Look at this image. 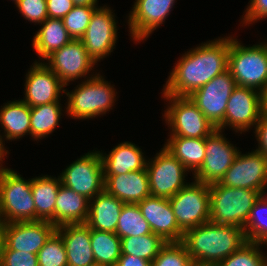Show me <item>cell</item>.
Instances as JSON below:
<instances>
[{
	"label": "cell",
	"instance_id": "cell-1",
	"mask_svg": "<svg viewBox=\"0 0 267 266\" xmlns=\"http://www.w3.org/2000/svg\"><path fill=\"white\" fill-rule=\"evenodd\" d=\"M230 36L208 41L187 51L172 69L163 93L188 97L228 70Z\"/></svg>",
	"mask_w": 267,
	"mask_h": 266
},
{
	"label": "cell",
	"instance_id": "cell-2",
	"mask_svg": "<svg viewBox=\"0 0 267 266\" xmlns=\"http://www.w3.org/2000/svg\"><path fill=\"white\" fill-rule=\"evenodd\" d=\"M247 242L243 228L210 221L187 230L181 240L192 261L212 264L224 260Z\"/></svg>",
	"mask_w": 267,
	"mask_h": 266
},
{
	"label": "cell",
	"instance_id": "cell-3",
	"mask_svg": "<svg viewBox=\"0 0 267 266\" xmlns=\"http://www.w3.org/2000/svg\"><path fill=\"white\" fill-rule=\"evenodd\" d=\"M210 222L244 228L255 201L260 197L256 190L234 188L219 182L209 185Z\"/></svg>",
	"mask_w": 267,
	"mask_h": 266
},
{
	"label": "cell",
	"instance_id": "cell-4",
	"mask_svg": "<svg viewBox=\"0 0 267 266\" xmlns=\"http://www.w3.org/2000/svg\"><path fill=\"white\" fill-rule=\"evenodd\" d=\"M230 37L228 70L237 86L267 91V42L243 46Z\"/></svg>",
	"mask_w": 267,
	"mask_h": 266
},
{
	"label": "cell",
	"instance_id": "cell-5",
	"mask_svg": "<svg viewBox=\"0 0 267 266\" xmlns=\"http://www.w3.org/2000/svg\"><path fill=\"white\" fill-rule=\"evenodd\" d=\"M31 182L32 179L25 180L10 168L0 167V218L3 223L35 222Z\"/></svg>",
	"mask_w": 267,
	"mask_h": 266
},
{
	"label": "cell",
	"instance_id": "cell-6",
	"mask_svg": "<svg viewBox=\"0 0 267 266\" xmlns=\"http://www.w3.org/2000/svg\"><path fill=\"white\" fill-rule=\"evenodd\" d=\"M88 78L71 93L64 92L68 97L66 112L73 119H89L106 114L114 105V87L99 73Z\"/></svg>",
	"mask_w": 267,
	"mask_h": 266
},
{
	"label": "cell",
	"instance_id": "cell-7",
	"mask_svg": "<svg viewBox=\"0 0 267 266\" xmlns=\"http://www.w3.org/2000/svg\"><path fill=\"white\" fill-rule=\"evenodd\" d=\"M163 95L170 103L164 113L169 136L206 138L216 129L189 97Z\"/></svg>",
	"mask_w": 267,
	"mask_h": 266
},
{
	"label": "cell",
	"instance_id": "cell-8",
	"mask_svg": "<svg viewBox=\"0 0 267 266\" xmlns=\"http://www.w3.org/2000/svg\"><path fill=\"white\" fill-rule=\"evenodd\" d=\"M178 226L183 232L210 221L209 185L195 180L169 198Z\"/></svg>",
	"mask_w": 267,
	"mask_h": 266
},
{
	"label": "cell",
	"instance_id": "cell-9",
	"mask_svg": "<svg viewBox=\"0 0 267 266\" xmlns=\"http://www.w3.org/2000/svg\"><path fill=\"white\" fill-rule=\"evenodd\" d=\"M61 184L91 200L104 190L100 151L88 152L60 174Z\"/></svg>",
	"mask_w": 267,
	"mask_h": 266
},
{
	"label": "cell",
	"instance_id": "cell-10",
	"mask_svg": "<svg viewBox=\"0 0 267 266\" xmlns=\"http://www.w3.org/2000/svg\"><path fill=\"white\" fill-rule=\"evenodd\" d=\"M153 159L146 166L152 196L170 198L188 184L184 181L188 170L164 146Z\"/></svg>",
	"mask_w": 267,
	"mask_h": 266
},
{
	"label": "cell",
	"instance_id": "cell-11",
	"mask_svg": "<svg viewBox=\"0 0 267 266\" xmlns=\"http://www.w3.org/2000/svg\"><path fill=\"white\" fill-rule=\"evenodd\" d=\"M236 86L231 72L226 70L188 97L217 129L224 121L227 102Z\"/></svg>",
	"mask_w": 267,
	"mask_h": 266
},
{
	"label": "cell",
	"instance_id": "cell-12",
	"mask_svg": "<svg viewBox=\"0 0 267 266\" xmlns=\"http://www.w3.org/2000/svg\"><path fill=\"white\" fill-rule=\"evenodd\" d=\"M261 116L262 92L250 87L236 86L227 102L224 121L217 129L224 130L225 126H229L242 134L251 126L255 127Z\"/></svg>",
	"mask_w": 267,
	"mask_h": 266
},
{
	"label": "cell",
	"instance_id": "cell-13",
	"mask_svg": "<svg viewBox=\"0 0 267 266\" xmlns=\"http://www.w3.org/2000/svg\"><path fill=\"white\" fill-rule=\"evenodd\" d=\"M219 183L267 194L264 190L267 186V157L256 150L248 154L239 152Z\"/></svg>",
	"mask_w": 267,
	"mask_h": 266
},
{
	"label": "cell",
	"instance_id": "cell-14",
	"mask_svg": "<svg viewBox=\"0 0 267 266\" xmlns=\"http://www.w3.org/2000/svg\"><path fill=\"white\" fill-rule=\"evenodd\" d=\"M226 139L219 129L206 137L204 161L193 173L194 180L208 185L220 182L240 152Z\"/></svg>",
	"mask_w": 267,
	"mask_h": 266
},
{
	"label": "cell",
	"instance_id": "cell-15",
	"mask_svg": "<svg viewBox=\"0 0 267 266\" xmlns=\"http://www.w3.org/2000/svg\"><path fill=\"white\" fill-rule=\"evenodd\" d=\"M112 10L105 7H98L91 16L90 23L80 38L86 52L97 63L105 58L115 48L117 40V26L115 15Z\"/></svg>",
	"mask_w": 267,
	"mask_h": 266
},
{
	"label": "cell",
	"instance_id": "cell-16",
	"mask_svg": "<svg viewBox=\"0 0 267 266\" xmlns=\"http://www.w3.org/2000/svg\"><path fill=\"white\" fill-rule=\"evenodd\" d=\"M45 63L65 84L89 74L96 62L86 52L80 39H72L67 45L54 51Z\"/></svg>",
	"mask_w": 267,
	"mask_h": 266
},
{
	"label": "cell",
	"instance_id": "cell-17",
	"mask_svg": "<svg viewBox=\"0 0 267 266\" xmlns=\"http://www.w3.org/2000/svg\"><path fill=\"white\" fill-rule=\"evenodd\" d=\"M55 231L50 221L4 223L3 249L38 254Z\"/></svg>",
	"mask_w": 267,
	"mask_h": 266
},
{
	"label": "cell",
	"instance_id": "cell-18",
	"mask_svg": "<svg viewBox=\"0 0 267 266\" xmlns=\"http://www.w3.org/2000/svg\"><path fill=\"white\" fill-rule=\"evenodd\" d=\"M65 84L45 64L34 62L26 74L25 97L22 100L29 107L60 101ZM62 90V91H61Z\"/></svg>",
	"mask_w": 267,
	"mask_h": 266
},
{
	"label": "cell",
	"instance_id": "cell-19",
	"mask_svg": "<svg viewBox=\"0 0 267 266\" xmlns=\"http://www.w3.org/2000/svg\"><path fill=\"white\" fill-rule=\"evenodd\" d=\"M138 206L152 233L165 242H181L184 232L177 224L169 198L150 195Z\"/></svg>",
	"mask_w": 267,
	"mask_h": 266
},
{
	"label": "cell",
	"instance_id": "cell-20",
	"mask_svg": "<svg viewBox=\"0 0 267 266\" xmlns=\"http://www.w3.org/2000/svg\"><path fill=\"white\" fill-rule=\"evenodd\" d=\"M133 11L129 14V30L134 41H141L167 18L175 0H135ZM171 9V10H170Z\"/></svg>",
	"mask_w": 267,
	"mask_h": 266
},
{
	"label": "cell",
	"instance_id": "cell-21",
	"mask_svg": "<svg viewBox=\"0 0 267 266\" xmlns=\"http://www.w3.org/2000/svg\"><path fill=\"white\" fill-rule=\"evenodd\" d=\"M104 190L123 203L138 204L151 195L147 169L104 175Z\"/></svg>",
	"mask_w": 267,
	"mask_h": 266
},
{
	"label": "cell",
	"instance_id": "cell-22",
	"mask_svg": "<svg viewBox=\"0 0 267 266\" xmlns=\"http://www.w3.org/2000/svg\"><path fill=\"white\" fill-rule=\"evenodd\" d=\"M67 253L68 266H94L91 248V229L85 223L65 224L56 227Z\"/></svg>",
	"mask_w": 267,
	"mask_h": 266
},
{
	"label": "cell",
	"instance_id": "cell-23",
	"mask_svg": "<svg viewBox=\"0 0 267 266\" xmlns=\"http://www.w3.org/2000/svg\"><path fill=\"white\" fill-rule=\"evenodd\" d=\"M123 205L122 201L103 190L89 200L85 224L90 229L115 233Z\"/></svg>",
	"mask_w": 267,
	"mask_h": 266
},
{
	"label": "cell",
	"instance_id": "cell-24",
	"mask_svg": "<svg viewBox=\"0 0 267 266\" xmlns=\"http://www.w3.org/2000/svg\"><path fill=\"white\" fill-rule=\"evenodd\" d=\"M104 175H120L142 170L147 166L141 148L131 142H122L114 147L109 154L100 152Z\"/></svg>",
	"mask_w": 267,
	"mask_h": 266
},
{
	"label": "cell",
	"instance_id": "cell-25",
	"mask_svg": "<svg viewBox=\"0 0 267 266\" xmlns=\"http://www.w3.org/2000/svg\"><path fill=\"white\" fill-rule=\"evenodd\" d=\"M88 212L89 199L61 184L55 203V227L85 223Z\"/></svg>",
	"mask_w": 267,
	"mask_h": 266
},
{
	"label": "cell",
	"instance_id": "cell-26",
	"mask_svg": "<svg viewBox=\"0 0 267 266\" xmlns=\"http://www.w3.org/2000/svg\"><path fill=\"white\" fill-rule=\"evenodd\" d=\"M61 185L60 177L48 175L32 178L35 221H50L55 226V203Z\"/></svg>",
	"mask_w": 267,
	"mask_h": 266
},
{
	"label": "cell",
	"instance_id": "cell-27",
	"mask_svg": "<svg viewBox=\"0 0 267 266\" xmlns=\"http://www.w3.org/2000/svg\"><path fill=\"white\" fill-rule=\"evenodd\" d=\"M41 29L34 35L33 47L39 58L46 59L54 51L67 45L72 37L68 34L62 19L47 18Z\"/></svg>",
	"mask_w": 267,
	"mask_h": 266
},
{
	"label": "cell",
	"instance_id": "cell-28",
	"mask_svg": "<svg viewBox=\"0 0 267 266\" xmlns=\"http://www.w3.org/2000/svg\"><path fill=\"white\" fill-rule=\"evenodd\" d=\"M30 107L21 100L9 101L0 109V125L5 139L16 140L30 134Z\"/></svg>",
	"mask_w": 267,
	"mask_h": 266
},
{
	"label": "cell",
	"instance_id": "cell-29",
	"mask_svg": "<svg viewBox=\"0 0 267 266\" xmlns=\"http://www.w3.org/2000/svg\"><path fill=\"white\" fill-rule=\"evenodd\" d=\"M206 138H186L170 136L164 147L178 159L184 167L194 173L201 167L205 157Z\"/></svg>",
	"mask_w": 267,
	"mask_h": 266
},
{
	"label": "cell",
	"instance_id": "cell-30",
	"mask_svg": "<svg viewBox=\"0 0 267 266\" xmlns=\"http://www.w3.org/2000/svg\"><path fill=\"white\" fill-rule=\"evenodd\" d=\"M60 101L30 107V135L35 140L50 135L59 126L62 115Z\"/></svg>",
	"mask_w": 267,
	"mask_h": 266
},
{
	"label": "cell",
	"instance_id": "cell-31",
	"mask_svg": "<svg viewBox=\"0 0 267 266\" xmlns=\"http://www.w3.org/2000/svg\"><path fill=\"white\" fill-rule=\"evenodd\" d=\"M91 248L97 265L116 266L121 256V238L113 232L91 229Z\"/></svg>",
	"mask_w": 267,
	"mask_h": 266
},
{
	"label": "cell",
	"instance_id": "cell-32",
	"mask_svg": "<svg viewBox=\"0 0 267 266\" xmlns=\"http://www.w3.org/2000/svg\"><path fill=\"white\" fill-rule=\"evenodd\" d=\"M166 243L154 233L124 237L121 238V255H133L152 262Z\"/></svg>",
	"mask_w": 267,
	"mask_h": 266
},
{
	"label": "cell",
	"instance_id": "cell-33",
	"mask_svg": "<svg viewBox=\"0 0 267 266\" xmlns=\"http://www.w3.org/2000/svg\"><path fill=\"white\" fill-rule=\"evenodd\" d=\"M120 238L138 237L152 233L138 204L124 203L115 232Z\"/></svg>",
	"mask_w": 267,
	"mask_h": 266
},
{
	"label": "cell",
	"instance_id": "cell-34",
	"mask_svg": "<svg viewBox=\"0 0 267 266\" xmlns=\"http://www.w3.org/2000/svg\"><path fill=\"white\" fill-rule=\"evenodd\" d=\"M267 194L255 201L244 226L247 241L260 243L267 237Z\"/></svg>",
	"mask_w": 267,
	"mask_h": 266
},
{
	"label": "cell",
	"instance_id": "cell-35",
	"mask_svg": "<svg viewBox=\"0 0 267 266\" xmlns=\"http://www.w3.org/2000/svg\"><path fill=\"white\" fill-rule=\"evenodd\" d=\"M260 243L247 242L240 249L215 266H267V257L260 251Z\"/></svg>",
	"mask_w": 267,
	"mask_h": 266
},
{
	"label": "cell",
	"instance_id": "cell-36",
	"mask_svg": "<svg viewBox=\"0 0 267 266\" xmlns=\"http://www.w3.org/2000/svg\"><path fill=\"white\" fill-rule=\"evenodd\" d=\"M39 266H68L62 237L55 231L37 254Z\"/></svg>",
	"mask_w": 267,
	"mask_h": 266
},
{
	"label": "cell",
	"instance_id": "cell-37",
	"mask_svg": "<svg viewBox=\"0 0 267 266\" xmlns=\"http://www.w3.org/2000/svg\"><path fill=\"white\" fill-rule=\"evenodd\" d=\"M98 6H78L74 8L62 19L63 24L72 39H80L89 23L92 14Z\"/></svg>",
	"mask_w": 267,
	"mask_h": 266
},
{
	"label": "cell",
	"instance_id": "cell-38",
	"mask_svg": "<svg viewBox=\"0 0 267 266\" xmlns=\"http://www.w3.org/2000/svg\"><path fill=\"white\" fill-rule=\"evenodd\" d=\"M192 262L181 242H167L151 262V266H188Z\"/></svg>",
	"mask_w": 267,
	"mask_h": 266
},
{
	"label": "cell",
	"instance_id": "cell-39",
	"mask_svg": "<svg viewBox=\"0 0 267 266\" xmlns=\"http://www.w3.org/2000/svg\"><path fill=\"white\" fill-rule=\"evenodd\" d=\"M16 6L24 18L33 23H43L47 18L46 0H20Z\"/></svg>",
	"mask_w": 267,
	"mask_h": 266
},
{
	"label": "cell",
	"instance_id": "cell-40",
	"mask_svg": "<svg viewBox=\"0 0 267 266\" xmlns=\"http://www.w3.org/2000/svg\"><path fill=\"white\" fill-rule=\"evenodd\" d=\"M1 266H39L37 254L21 252L11 249H3Z\"/></svg>",
	"mask_w": 267,
	"mask_h": 266
},
{
	"label": "cell",
	"instance_id": "cell-41",
	"mask_svg": "<svg viewBox=\"0 0 267 266\" xmlns=\"http://www.w3.org/2000/svg\"><path fill=\"white\" fill-rule=\"evenodd\" d=\"M250 5L245 10L243 24H251L267 17V0H250Z\"/></svg>",
	"mask_w": 267,
	"mask_h": 266
},
{
	"label": "cell",
	"instance_id": "cell-42",
	"mask_svg": "<svg viewBox=\"0 0 267 266\" xmlns=\"http://www.w3.org/2000/svg\"><path fill=\"white\" fill-rule=\"evenodd\" d=\"M49 18L63 19L73 8V0H46Z\"/></svg>",
	"mask_w": 267,
	"mask_h": 266
},
{
	"label": "cell",
	"instance_id": "cell-43",
	"mask_svg": "<svg viewBox=\"0 0 267 266\" xmlns=\"http://www.w3.org/2000/svg\"><path fill=\"white\" fill-rule=\"evenodd\" d=\"M254 133L259 144L256 151L263 153L267 157V118L261 116L255 126Z\"/></svg>",
	"mask_w": 267,
	"mask_h": 266
},
{
	"label": "cell",
	"instance_id": "cell-44",
	"mask_svg": "<svg viewBox=\"0 0 267 266\" xmlns=\"http://www.w3.org/2000/svg\"><path fill=\"white\" fill-rule=\"evenodd\" d=\"M116 266H151V261L133 255H121Z\"/></svg>",
	"mask_w": 267,
	"mask_h": 266
},
{
	"label": "cell",
	"instance_id": "cell-45",
	"mask_svg": "<svg viewBox=\"0 0 267 266\" xmlns=\"http://www.w3.org/2000/svg\"><path fill=\"white\" fill-rule=\"evenodd\" d=\"M97 0H73L74 5L78 6H98Z\"/></svg>",
	"mask_w": 267,
	"mask_h": 266
},
{
	"label": "cell",
	"instance_id": "cell-46",
	"mask_svg": "<svg viewBox=\"0 0 267 266\" xmlns=\"http://www.w3.org/2000/svg\"><path fill=\"white\" fill-rule=\"evenodd\" d=\"M262 116L267 118V91L262 93Z\"/></svg>",
	"mask_w": 267,
	"mask_h": 266
},
{
	"label": "cell",
	"instance_id": "cell-47",
	"mask_svg": "<svg viewBox=\"0 0 267 266\" xmlns=\"http://www.w3.org/2000/svg\"><path fill=\"white\" fill-rule=\"evenodd\" d=\"M3 139V137H2V135H0V165L2 166V161L4 160L3 158H4V156H6V154H8L9 152H8V150H6L5 149V147H4V144H3V141H4V139Z\"/></svg>",
	"mask_w": 267,
	"mask_h": 266
},
{
	"label": "cell",
	"instance_id": "cell-48",
	"mask_svg": "<svg viewBox=\"0 0 267 266\" xmlns=\"http://www.w3.org/2000/svg\"><path fill=\"white\" fill-rule=\"evenodd\" d=\"M4 246V223L0 222V260Z\"/></svg>",
	"mask_w": 267,
	"mask_h": 266
},
{
	"label": "cell",
	"instance_id": "cell-49",
	"mask_svg": "<svg viewBox=\"0 0 267 266\" xmlns=\"http://www.w3.org/2000/svg\"><path fill=\"white\" fill-rule=\"evenodd\" d=\"M188 266H215V264L192 261Z\"/></svg>",
	"mask_w": 267,
	"mask_h": 266
},
{
	"label": "cell",
	"instance_id": "cell-50",
	"mask_svg": "<svg viewBox=\"0 0 267 266\" xmlns=\"http://www.w3.org/2000/svg\"><path fill=\"white\" fill-rule=\"evenodd\" d=\"M260 244H261V245L263 244V246H264V245L267 246V237H265V238L260 242ZM266 257H267V256H266Z\"/></svg>",
	"mask_w": 267,
	"mask_h": 266
},
{
	"label": "cell",
	"instance_id": "cell-51",
	"mask_svg": "<svg viewBox=\"0 0 267 266\" xmlns=\"http://www.w3.org/2000/svg\"><path fill=\"white\" fill-rule=\"evenodd\" d=\"M13 1H15L14 3H15V5H16L20 0H13Z\"/></svg>",
	"mask_w": 267,
	"mask_h": 266
}]
</instances>
